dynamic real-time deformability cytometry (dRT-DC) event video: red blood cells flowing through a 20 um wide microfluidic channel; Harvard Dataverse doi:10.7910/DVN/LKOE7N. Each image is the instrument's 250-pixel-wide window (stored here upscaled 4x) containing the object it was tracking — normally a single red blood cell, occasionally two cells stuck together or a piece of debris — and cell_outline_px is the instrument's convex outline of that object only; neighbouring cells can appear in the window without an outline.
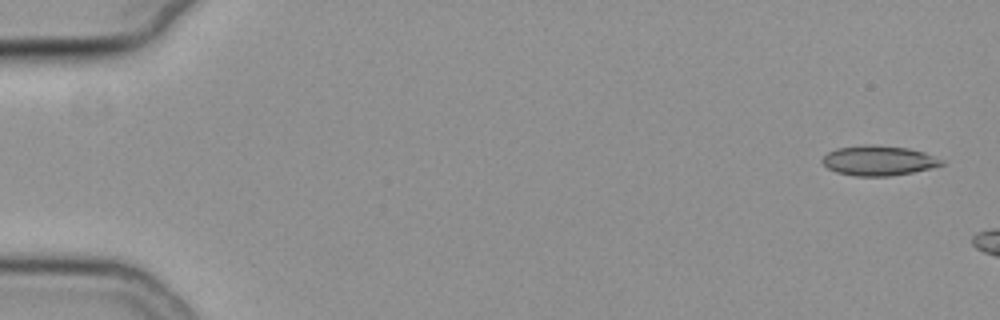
{"species": "common noctule bat (a hibernating species)", "species_latin": "Nyctalus noctula", "temperature_condition": "cold", "stored_images_in_passage": 10, "camera_frame_rate_fps": 3000, "um_per_image_px": 0.085, "animal": {"sex": "female", "body_mass_g": 19.3, "forearm_length_mm": 54.1}, "frame": {"image": 1, "passage_image": 1, "time_ms": 0.0, "image_size_px": [1000, 320], "cell_outline_px": [[944, 164], [912, 172], [892, 176], [856, 176], [836, 172], [828, 168], [820, 160], [828, 152], [836, 148], [864, 144], [872, 144], [908, 148], [924, 152], [944, 160]], "centroid_in_image_um": [74.65, 13.64], "position_along_channel_um": 10.3, "area_um2": 20.81}}